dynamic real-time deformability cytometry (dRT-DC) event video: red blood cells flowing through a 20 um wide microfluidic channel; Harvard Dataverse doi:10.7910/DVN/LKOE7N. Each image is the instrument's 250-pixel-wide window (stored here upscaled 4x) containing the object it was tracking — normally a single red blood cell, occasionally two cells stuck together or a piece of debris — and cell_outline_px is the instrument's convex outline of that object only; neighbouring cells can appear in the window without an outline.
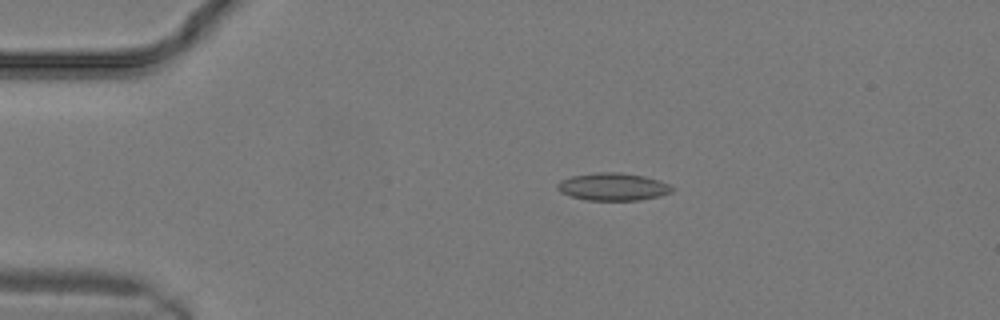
{"species": "common noctule bat (a hibernating species)", "species_latin": "Nyctalus noctula", "temperature_condition": "warm", "stored_images_in_passage": 18, "camera_frame_rate_fps": 3000, "um_per_image_px": 0.085, "animal": {"sex": "male", "body_mass_g": 19.2, "forearm_length_mm": 51.8}, "frame": {"image": 1, "passage_image": 6, "time_ms": 1.667, "image_size_px": [1000, 320], "cell_outline_px": [[676, 188], [672, 192], [660, 196], [640, 200], [584, 200], [560, 192], [556, 188], [556, 184], [560, 180], [572, 176], [596, 172], [620, 172], [644, 176], [660, 180]], "centroid_in_image_um": [52.11, 15.87], "position_along_channel_um": 32.9, "area_um2": 18.61}}
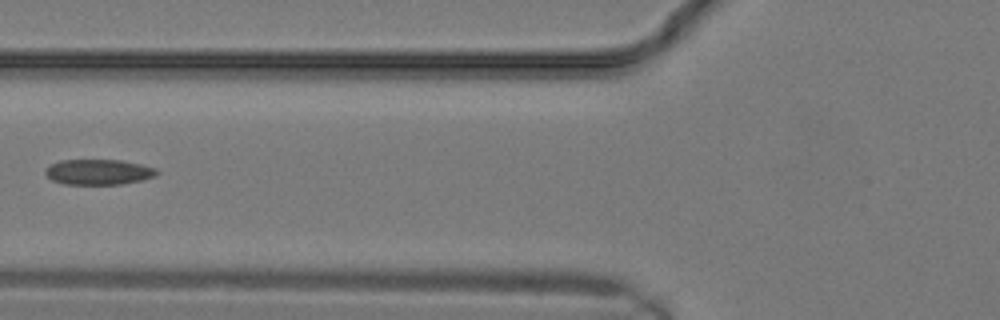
{"frame": {"image": 2, "passage_image": 11, "time_ms": 3.333, "image_size_px": [1000, 320], "cell_outline_px": [[160, 172], [156, 176], [144, 180], [120, 184], [64, 184], [52, 180], [44, 172], [44, 168], [60, 160], [120, 160], [140, 164], [156, 168]], "centroid_in_image_um": [8.4, 14.62], "position_along_channel_um": 117.4, "area_um2": 16.59}}
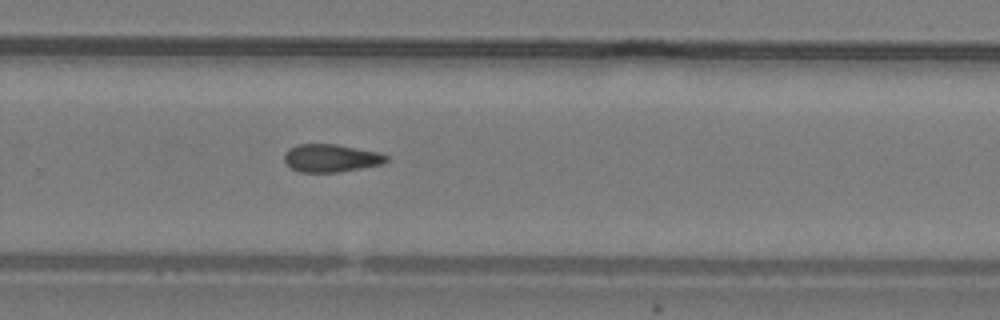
{"frame": {"image": 3, "passage_image": 18, "time_ms": 5.667, "image_size_px": [1000, 320], "cell_outline_px": [[388, 160], [384, 164], [340, 172], [300, 172], [292, 168], [284, 160], [284, 152], [288, 148], [300, 144], [336, 144], [380, 152], [388, 156]], "centroid_in_image_um": [28.16, 13.43], "position_along_channel_um": 301.6, "area_um2": 16.7}}